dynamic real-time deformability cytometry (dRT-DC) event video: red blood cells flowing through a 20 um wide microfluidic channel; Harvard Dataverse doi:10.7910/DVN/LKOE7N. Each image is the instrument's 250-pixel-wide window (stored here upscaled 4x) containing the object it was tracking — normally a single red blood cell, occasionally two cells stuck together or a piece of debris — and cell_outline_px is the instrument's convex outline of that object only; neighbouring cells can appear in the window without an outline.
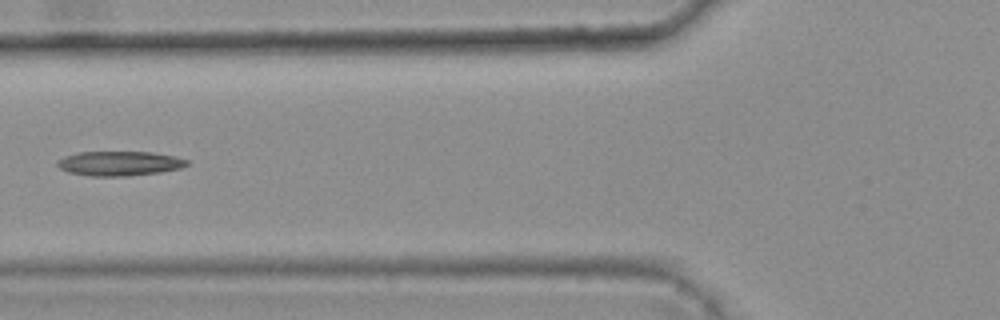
{"species": "common noctule bat (a hibernating species)", "species_latin": "Nyctalus noctula", "temperature_condition": "warm", "stored_images_in_passage": 6, "camera_frame_rate_fps": 3000, "um_per_image_px": 0.085, "animal": {"sex": "female", "body_mass_g": 25.1}, "frame": {"image": 1, "passage_image": 5, "time_ms": 1.333, "image_size_px": [1000, 320], "cell_outline_px": [[188, 164], [180, 168], [160, 172], [128, 176], [88, 176], [68, 172], [60, 168], [56, 164], [56, 160], [64, 156], [76, 152], [152, 152], [172, 156], [188, 160]], "centroid_in_image_um": [10.09, 13.89], "position_along_channel_um": 115.7, "area_um2": 18.55}}
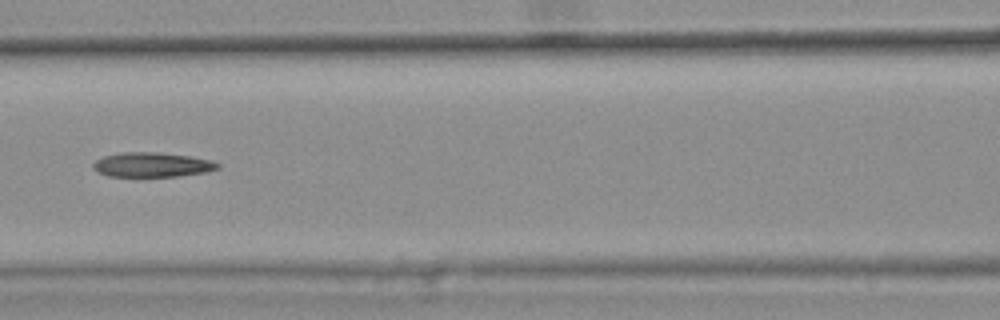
{"frame": {"image": 2, "passage_image": 6, "time_ms": 1.667, "image_size_px": [1000, 320], "cell_outline_px": [[220, 168], [204, 172], [176, 176], [108, 176], [96, 172], [92, 168], [92, 164], [96, 160], [104, 156], [124, 152], [160, 152], [188, 156], [212, 160], [220, 164]], "centroid_in_image_um": [12.9, 14.0], "position_along_channel_um": 153.7, "area_um2": 17.8}}